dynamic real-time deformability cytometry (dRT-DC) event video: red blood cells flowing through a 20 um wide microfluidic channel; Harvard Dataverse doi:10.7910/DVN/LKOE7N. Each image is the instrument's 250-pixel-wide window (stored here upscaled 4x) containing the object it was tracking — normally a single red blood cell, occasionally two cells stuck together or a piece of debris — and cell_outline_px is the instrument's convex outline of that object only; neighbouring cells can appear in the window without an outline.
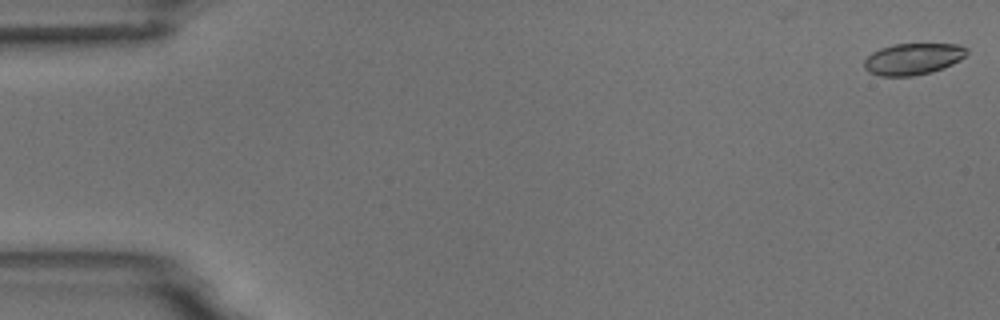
{"species": "common noctule bat (a hibernating species)", "species_latin": "Nyctalus noctula", "temperature_condition": "room temperature", "stored_images_in_passage": 9, "camera_frame_rate_fps": 3000, "um_per_image_px": 0.085, "animal": {"sex": "male", "body_mass_g": 18.8}, "frame": {"image": 1, "passage_image": 1, "time_ms": 0.0, "image_size_px": [1000, 320], "cell_outline_px": [[968, 52], [960, 60], [944, 68], [932, 72], [912, 76], [880, 76], [868, 72], [864, 68], [864, 60], [872, 52], [880, 48], [892, 44], [960, 44], [968, 48]], "centroid_in_image_um": [77.6, 5.01], "position_along_channel_um": 7.4, "area_um2": 19.02}}